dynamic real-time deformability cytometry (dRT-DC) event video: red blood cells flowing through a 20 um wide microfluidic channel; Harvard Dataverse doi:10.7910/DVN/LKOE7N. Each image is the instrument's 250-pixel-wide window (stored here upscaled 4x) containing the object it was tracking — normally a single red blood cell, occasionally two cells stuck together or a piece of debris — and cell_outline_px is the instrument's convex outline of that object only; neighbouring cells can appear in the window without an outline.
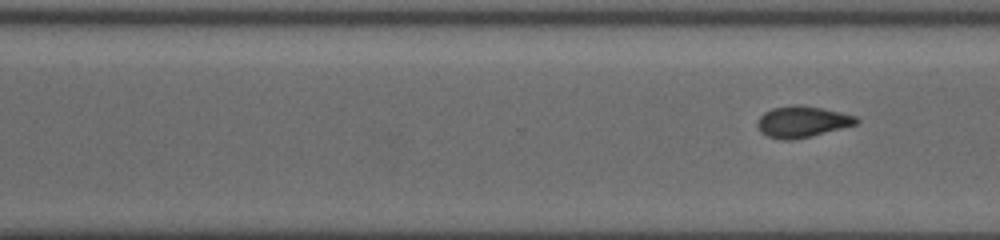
{"species": "common noctule bat (a hibernating species)", "species_latin": "Nyctalus noctula", "temperature_condition": "cold", "stored_images_in_passage": 14, "segment_of_instrument_passage": [2, 2], "camera_frame_rate_fps": 3000, "um_per_image_px": 0.085, "animal": {"sex": "female", "body_mass_g": 19.5, "forearm_length_mm": 54.1}, "frame": {"image": 1, "passage_image": 14, "time_ms": 8.333, "image_size_px": [1000, 240], "cell_outline_px": [[860, 120], [856, 124], [812, 136], [788, 140], [768, 136], [760, 132], [756, 124], [756, 120], [764, 112], [772, 108], [796, 104], [820, 108], [840, 112], [856, 116]], "centroid_in_image_um": [68.16, 10.34], "position_along_channel_um": 302.4, "area_um2": 17.86}}